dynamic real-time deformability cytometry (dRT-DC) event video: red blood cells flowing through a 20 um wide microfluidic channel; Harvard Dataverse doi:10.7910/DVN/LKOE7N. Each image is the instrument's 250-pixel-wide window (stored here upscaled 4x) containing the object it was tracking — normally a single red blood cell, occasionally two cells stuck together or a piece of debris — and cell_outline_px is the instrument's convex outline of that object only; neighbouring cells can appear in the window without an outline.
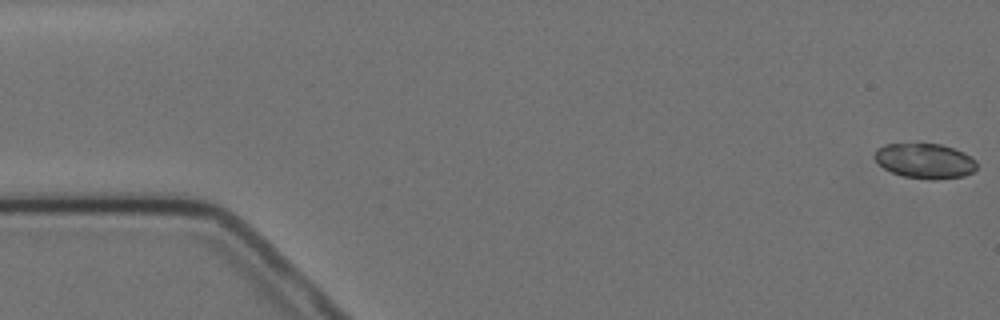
{"species": "Egyptian fruit bat (a non-hibernating species)", "species_latin": "Rousettus aegyptiacus", "temperature_condition": "cold", "stored_images_in_passage": 5, "camera_frame_rate_fps": 3000, "um_per_image_px": 0.085, "animal": {"sex": "female"}, "frame": {"image": 1, "passage_image": 1, "time_ms": 0.0, "image_size_px": [1000, 320], "cell_outline_px": [[976, 168], [972, 172], [964, 176], [936, 180], [928, 180], [904, 176], [892, 172], [884, 168], [872, 156], [876, 148], [884, 144], [940, 144], [964, 152], [976, 160]], "centroid_in_image_um": [78.6, 13.68], "position_along_channel_um": 6.4, "area_um2": 20.92}}
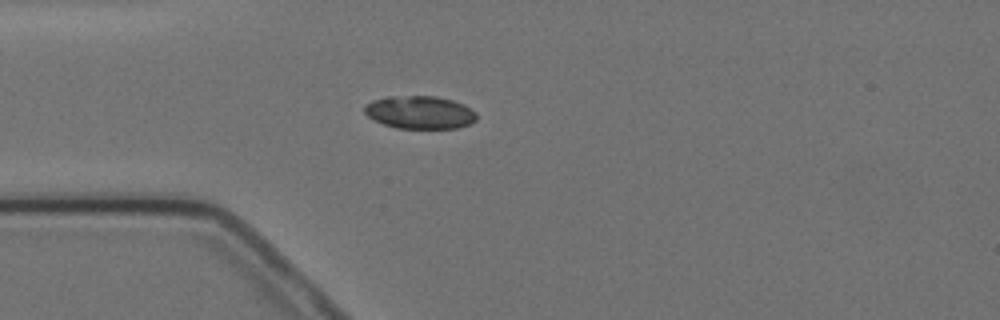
{"frame": {"image": 2, "passage_image": 5, "time_ms": 4.667, "image_size_px": [1000, 320], "cell_outline_px": [[476, 120], [468, 124], [456, 128], [396, 128], [384, 124], [368, 116], [364, 112], [364, 104], [372, 100], [388, 96], [436, 96], [452, 100], [464, 104], [476, 112]], "centroid_in_image_um": [35.67, 9.54], "position_along_channel_um": 49.3, "area_um2": 21.5}}